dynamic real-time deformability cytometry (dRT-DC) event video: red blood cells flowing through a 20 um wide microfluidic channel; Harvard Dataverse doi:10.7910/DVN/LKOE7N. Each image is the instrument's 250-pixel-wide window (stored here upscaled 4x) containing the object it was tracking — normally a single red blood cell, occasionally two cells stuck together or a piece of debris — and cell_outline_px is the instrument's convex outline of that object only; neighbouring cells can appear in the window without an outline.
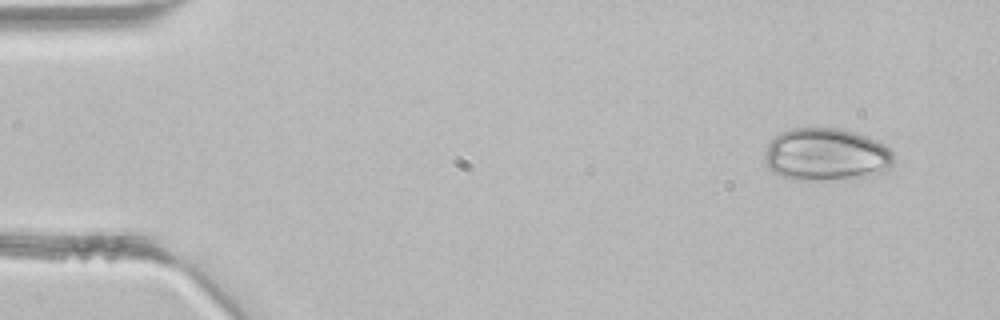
{"species": "common noctule bat (a hibernating species)", "species_latin": "Nyctalus noctula", "temperature_condition": "room temperature", "stored_images_in_passage": 4, "segment_of_instrument_passage": [1, 2], "camera_frame_rate_fps": 3000, "um_per_image_px": 0.085, "animal": {"sex": "male", "body_mass_g": 21.5, "forearm_length_mm": 52.0}, "frame": {"image": 1, "passage_image": 1, "time_ms": 0.0, "image_size_px": [1000, 320], "cell_outline_px": [[892, 164], [888, 172], [848, 180], [792, 180], [780, 176], [772, 172], [764, 164], [764, 152], [768, 144], [780, 132], [792, 128], [840, 128], [856, 132], [876, 140], [892, 148]], "centroid_in_image_um": [70.23, 13.16], "position_along_channel_um": 14.8, "area_um2": 40.52}}